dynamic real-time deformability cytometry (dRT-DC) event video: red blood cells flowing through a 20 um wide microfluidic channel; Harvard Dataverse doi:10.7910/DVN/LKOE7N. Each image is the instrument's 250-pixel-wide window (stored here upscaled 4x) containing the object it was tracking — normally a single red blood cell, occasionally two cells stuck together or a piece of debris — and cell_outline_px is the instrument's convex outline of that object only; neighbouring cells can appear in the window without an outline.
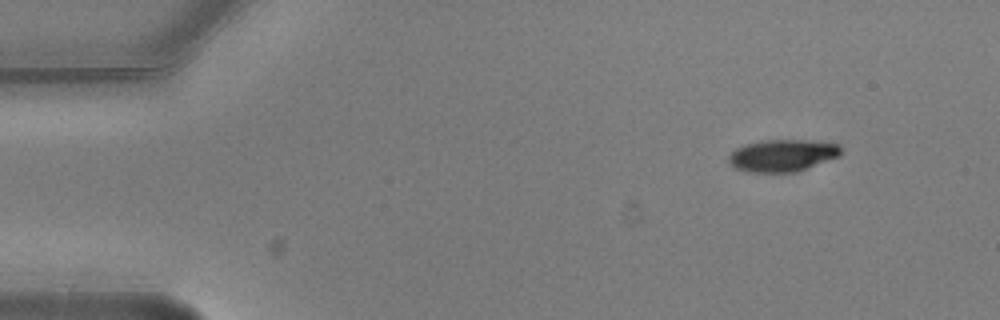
{"species": "common noctule bat (a hibernating species)", "species_latin": "Nyctalus noctula", "temperature_condition": "warm", "stored_images_in_passage": 3, "camera_frame_rate_fps": 3000, "um_per_image_px": 0.085, "animal": {"sex": "male", "body_mass_g": 20.5, "forearm_length_mm": 52.5}, "frame": {"image": 1, "passage_image": 1, "time_ms": 0.0, "image_size_px": [1000, 320], "cell_outline_px": [[840, 156], [796, 172], [744, 172], [736, 168], [728, 160], [728, 156], [736, 148], [744, 144], [764, 140], [804, 140], [840, 144]], "centroid_in_image_um": [66.49, 13.21], "position_along_channel_um": 18.5, "area_um2": 20.92}}